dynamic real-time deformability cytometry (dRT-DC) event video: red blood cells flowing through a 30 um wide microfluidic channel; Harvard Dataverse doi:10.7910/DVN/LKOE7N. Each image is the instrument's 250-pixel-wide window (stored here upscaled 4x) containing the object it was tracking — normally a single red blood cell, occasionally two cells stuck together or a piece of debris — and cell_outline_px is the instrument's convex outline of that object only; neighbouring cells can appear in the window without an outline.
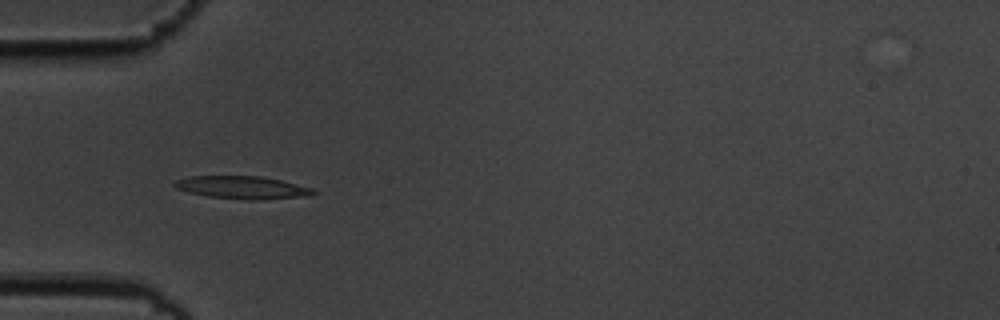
{"species": "common noctule bat (a hibernating species)", "species_latin": "Nyctalus noctula", "temperature_condition": "cold", "stored_images_in_passage": 10, "camera_frame_rate_fps": 3000, "um_per_image_px": 0.085, "animal": {"sex": "male", "body_mass_g": 19.5, "forearm_length_mm": 54.6}, "frame": {"image": 1, "passage_image": 5, "time_ms": 1.333, "image_size_px": [1000, 320], "cell_outline_px": [[316, 192], [312, 196], [256, 200], [248, 200], [208, 196], [176, 188], [172, 184], [176, 180], [188, 176], [260, 176], [280, 180], [312, 188]], "centroid_in_image_um": [20.63, 15.93], "position_along_channel_um": 64.4, "area_um2": 18.26}}
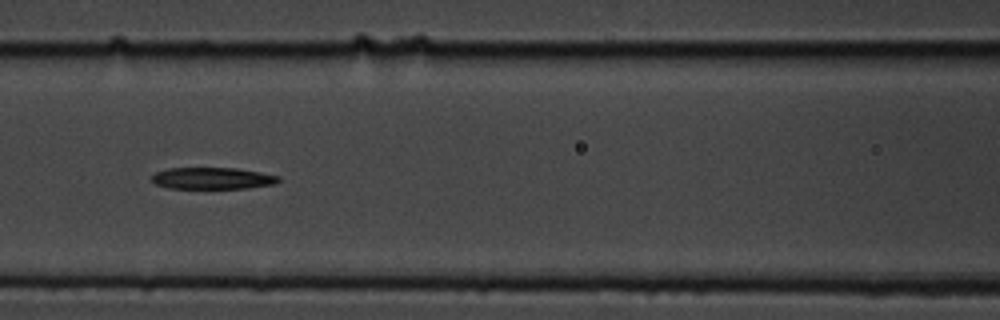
{"frame": {"image": 2, "passage_image": 7, "time_ms": 2.0, "image_size_px": [1000, 320], "cell_outline_px": [[280, 180], [276, 184], [248, 188], [168, 188], [156, 184], [152, 180], [152, 176], [156, 172], [168, 168], [236, 168], [260, 172], [280, 176]], "centroid_in_image_um": [18.09, 15.15], "position_along_channel_um": 148.5, "area_um2": 16.01}}
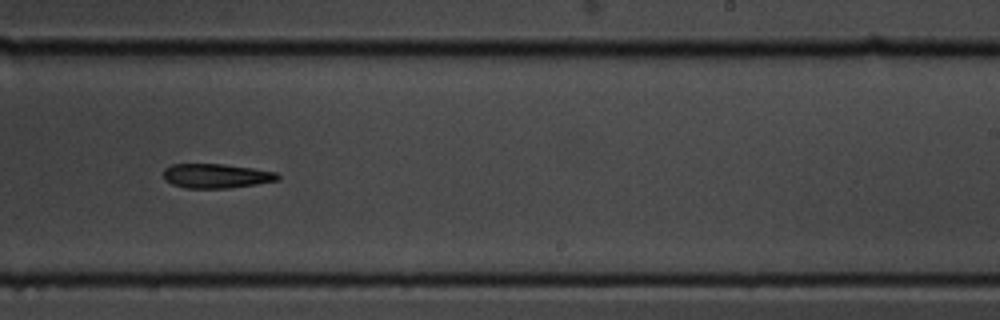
{"frame": {"image": 3, "passage_image": 10, "time_ms": 3.0, "image_size_px": [1000, 320], "cell_outline_px": [[280, 180], [256, 184], [228, 188], [184, 188], [172, 184], [164, 180], [164, 168], [172, 164], [220, 164], [252, 168], [276, 172], [280, 176]], "centroid_in_image_um": [18.37, 14.95], "position_along_channel_um": 270.6, "area_um2": 16.24}}